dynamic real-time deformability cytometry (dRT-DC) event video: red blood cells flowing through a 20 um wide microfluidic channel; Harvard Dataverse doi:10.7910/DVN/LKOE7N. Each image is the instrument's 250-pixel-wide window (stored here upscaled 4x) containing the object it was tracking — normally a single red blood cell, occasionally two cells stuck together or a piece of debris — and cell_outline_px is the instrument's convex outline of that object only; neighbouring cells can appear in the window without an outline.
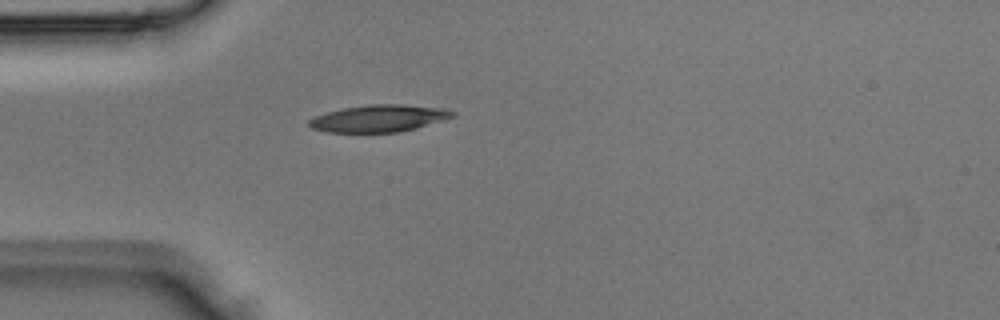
{"species": "Egyptian fruit bat (a non-hibernating species)", "species_latin": "Rousettus aegyptiacus", "temperature_condition": "room temperature", "stored_images_in_passage": 4, "camera_frame_rate_fps": 3000, "um_per_image_px": 0.085, "animal": {"sex": "male"}, "frame": {"image": 1, "passage_image": 4, "time_ms": 1.0, "image_size_px": [1000, 320], "cell_outline_px": [[456, 116], [416, 128], [400, 132], [328, 132], [312, 128], [308, 124], [308, 120], [316, 116], [328, 112], [344, 108], [372, 104], [400, 104], [444, 108], [456, 112]], "centroid_in_image_um": [32.25, 10.06], "position_along_channel_um": 52.8, "area_um2": 22.48}}